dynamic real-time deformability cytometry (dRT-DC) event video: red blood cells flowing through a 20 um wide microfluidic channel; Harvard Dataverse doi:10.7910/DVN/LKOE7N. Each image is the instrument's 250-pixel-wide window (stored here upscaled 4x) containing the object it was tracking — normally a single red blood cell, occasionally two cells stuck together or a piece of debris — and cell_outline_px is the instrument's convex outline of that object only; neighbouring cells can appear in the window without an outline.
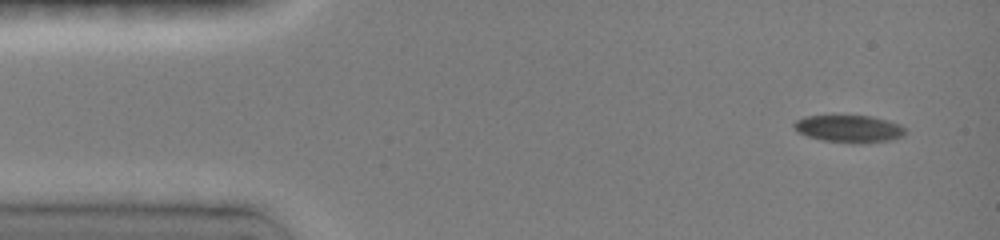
{"species": "common noctule bat (a hibernating species)", "species_latin": "Nyctalus noctula", "temperature_condition": "room temperature", "stored_images_in_passage": 20, "camera_frame_rate_fps": 3000, "um_per_image_px": 0.085, "animal": {"sex": "female", "body_mass_g": 19.0, "forearm_length_mm": 51.5}, "frame": {"image": 1, "passage_image": 2, "time_ms": 0.333, "image_size_px": [1000, 240], "cell_outline_px": [[908, 132], [904, 136], [892, 140], [852, 144], [824, 140], [808, 136], [796, 132], [792, 128], [792, 124], [796, 120], [804, 116], [872, 116], [888, 120], [900, 124]], "centroid_in_image_um": [72.18, 10.95], "position_along_channel_um": 12.8, "area_um2": 17.98}}
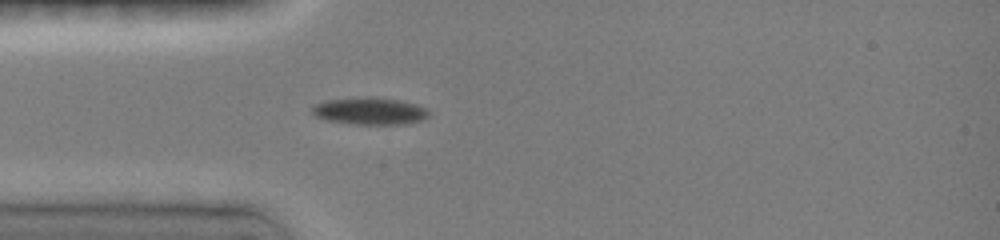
{"frame": {"image": 2, "passage_image": 10, "time_ms": 3.667, "image_size_px": [1000, 240], "cell_outline_px": [[432, 112], [424, 120], [408, 124], [352, 124], [328, 120], [316, 116], [312, 112], [312, 104], [324, 100], [372, 96], [400, 100], [416, 104], [428, 108]], "centroid_in_image_um": [31.48, 9.43], "position_along_channel_um": 53.5, "area_um2": 18.84}}
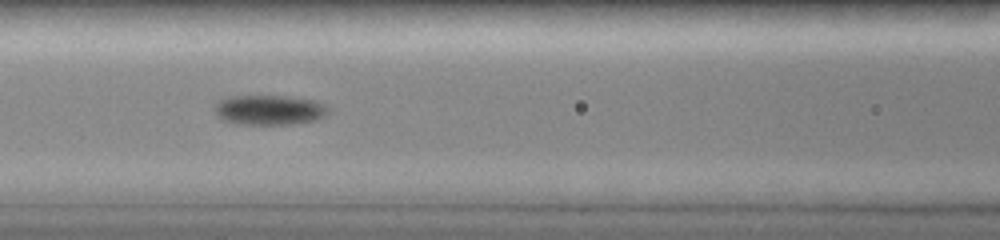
{"frame": {"image": 3, "passage_image": 15, "time_ms": 6.0, "image_size_px": [1000, 240], "cell_outline_px": [[328, 112], [324, 116], [316, 120], [300, 124], [236, 124], [220, 120], [216, 112], [216, 104], [220, 100], [232, 96], [284, 96], [312, 100], [324, 104], [328, 108]], "centroid_in_image_um": [22.89, 9.36], "position_along_channel_um": 143.7, "area_um2": 19.77}}